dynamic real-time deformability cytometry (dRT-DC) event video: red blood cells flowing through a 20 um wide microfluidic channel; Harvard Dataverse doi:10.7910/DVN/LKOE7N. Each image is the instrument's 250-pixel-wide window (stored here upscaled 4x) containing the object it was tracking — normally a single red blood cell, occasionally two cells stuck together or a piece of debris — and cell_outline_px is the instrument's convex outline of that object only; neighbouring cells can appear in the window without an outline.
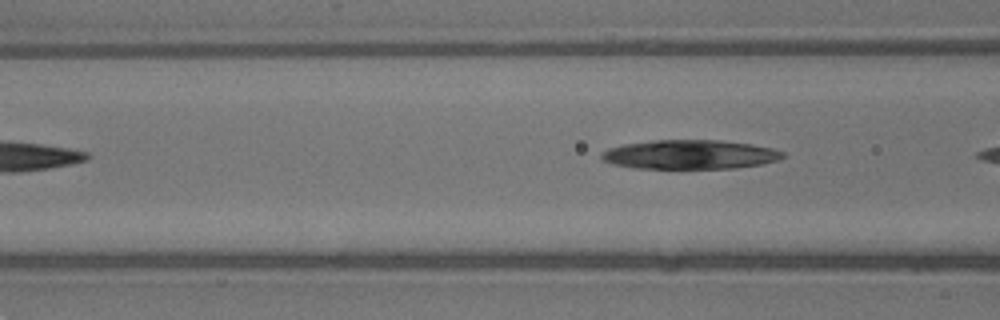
{"species": "common noctule bat (a hibernating species)", "species_latin": "Nyctalus noctula", "temperature_condition": "warm", "stored_images_in_passage": 5, "camera_frame_rate_fps": 3000, "um_per_image_px": 0.085, "animal": {"sex": "male", "body_mass_g": 13.3}, "frame": {"image": 1, "passage_image": 5, "time_ms": 1.333, "image_size_px": [1000, 320], "cell_outline_px": [[784, 156], [776, 160], [760, 164], [736, 168], [636, 168], [612, 164], [604, 160], [600, 156], [608, 148], [624, 144], [656, 140], [720, 140], [752, 144], [772, 148], [784, 152]], "centroid_in_image_um": [58.64, 13.13], "position_along_channel_um": 108.0, "area_um2": 30.58}}